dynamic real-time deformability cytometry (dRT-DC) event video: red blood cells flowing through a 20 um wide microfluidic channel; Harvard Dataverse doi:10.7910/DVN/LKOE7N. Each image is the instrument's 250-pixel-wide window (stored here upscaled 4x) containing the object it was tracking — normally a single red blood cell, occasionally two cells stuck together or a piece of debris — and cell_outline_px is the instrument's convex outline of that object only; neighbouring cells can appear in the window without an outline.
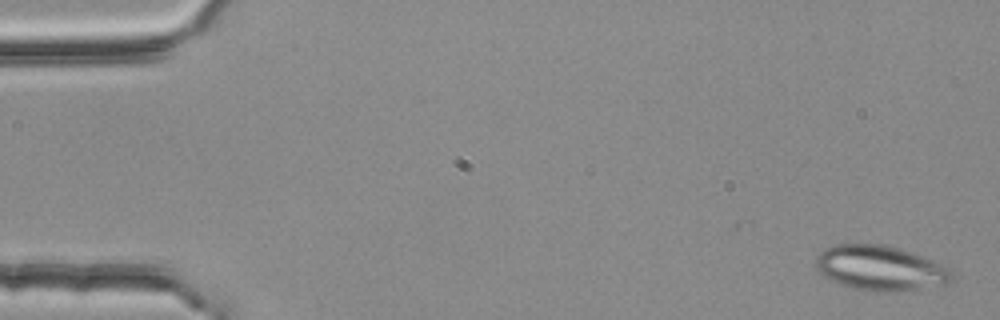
{"species": "common noctule bat (a hibernating species)", "species_latin": "Nyctalus noctula", "temperature_condition": "room temperature", "stored_images_in_passage": 4, "camera_frame_rate_fps": 3000, "um_per_image_px": 0.085, "animal": {"sex": "female", "body_mass_g": 25.1}, "frame": {"image": 1, "passage_image": 1, "time_ms": 0.0, "image_size_px": [1000, 320], "cell_outline_px": [[952, 280], [948, 284], [896, 292], [868, 292], [852, 288], [840, 284], [824, 276], [816, 268], [816, 256], [824, 248], [836, 244], [884, 244], [900, 248], [912, 252], [932, 260], [948, 268], [952, 276]], "centroid_in_image_um": [74.8, 22.79], "position_along_channel_um": 10.2, "area_um2": 35.84}}